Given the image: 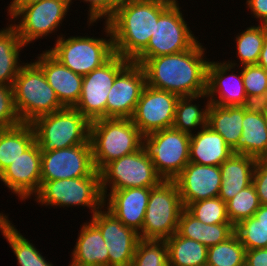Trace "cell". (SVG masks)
<instances>
[{"instance_id": "obj_51", "label": "cell", "mask_w": 267, "mask_h": 266, "mask_svg": "<svg viewBox=\"0 0 267 266\" xmlns=\"http://www.w3.org/2000/svg\"><path fill=\"white\" fill-rule=\"evenodd\" d=\"M263 26H264V29L266 31V37H267V21L263 24Z\"/></svg>"}, {"instance_id": "obj_36", "label": "cell", "mask_w": 267, "mask_h": 266, "mask_svg": "<svg viewBox=\"0 0 267 266\" xmlns=\"http://www.w3.org/2000/svg\"><path fill=\"white\" fill-rule=\"evenodd\" d=\"M260 206L256 188L252 183L226 203L228 219L235 226L242 220L254 216Z\"/></svg>"}, {"instance_id": "obj_33", "label": "cell", "mask_w": 267, "mask_h": 266, "mask_svg": "<svg viewBox=\"0 0 267 266\" xmlns=\"http://www.w3.org/2000/svg\"><path fill=\"white\" fill-rule=\"evenodd\" d=\"M169 266H206L208 248L177 232L165 239Z\"/></svg>"}, {"instance_id": "obj_26", "label": "cell", "mask_w": 267, "mask_h": 266, "mask_svg": "<svg viewBox=\"0 0 267 266\" xmlns=\"http://www.w3.org/2000/svg\"><path fill=\"white\" fill-rule=\"evenodd\" d=\"M177 233L182 237L198 241L208 248L231 237L234 234V225L232 223L204 224L184 208L180 214Z\"/></svg>"}, {"instance_id": "obj_2", "label": "cell", "mask_w": 267, "mask_h": 266, "mask_svg": "<svg viewBox=\"0 0 267 266\" xmlns=\"http://www.w3.org/2000/svg\"><path fill=\"white\" fill-rule=\"evenodd\" d=\"M171 3L169 0H135L119 8L107 20L115 54L133 61L147 47L155 21Z\"/></svg>"}, {"instance_id": "obj_27", "label": "cell", "mask_w": 267, "mask_h": 266, "mask_svg": "<svg viewBox=\"0 0 267 266\" xmlns=\"http://www.w3.org/2000/svg\"><path fill=\"white\" fill-rule=\"evenodd\" d=\"M6 24V28L0 29V85L12 86L25 64L20 60V54L27 46L21 41L17 29L9 22Z\"/></svg>"}, {"instance_id": "obj_38", "label": "cell", "mask_w": 267, "mask_h": 266, "mask_svg": "<svg viewBox=\"0 0 267 266\" xmlns=\"http://www.w3.org/2000/svg\"><path fill=\"white\" fill-rule=\"evenodd\" d=\"M185 209L204 224L231 223L226 203L220 197L189 203Z\"/></svg>"}, {"instance_id": "obj_7", "label": "cell", "mask_w": 267, "mask_h": 266, "mask_svg": "<svg viewBox=\"0 0 267 266\" xmlns=\"http://www.w3.org/2000/svg\"><path fill=\"white\" fill-rule=\"evenodd\" d=\"M31 125L41 152L90 144L91 122L74 107L42 115Z\"/></svg>"}, {"instance_id": "obj_29", "label": "cell", "mask_w": 267, "mask_h": 266, "mask_svg": "<svg viewBox=\"0 0 267 266\" xmlns=\"http://www.w3.org/2000/svg\"><path fill=\"white\" fill-rule=\"evenodd\" d=\"M243 118V106L221 107L210 104L207 126L219 133L224 138V141L235 150L241 140Z\"/></svg>"}, {"instance_id": "obj_28", "label": "cell", "mask_w": 267, "mask_h": 266, "mask_svg": "<svg viewBox=\"0 0 267 266\" xmlns=\"http://www.w3.org/2000/svg\"><path fill=\"white\" fill-rule=\"evenodd\" d=\"M9 215L0 212V232L9 244L19 266H54L42 255L33 242L20 233L10 221Z\"/></svg>"}, {"instance_id": "obj_19", "label": "cell", "mask_w": 267, "mask_h": 266, "mask_svg": "<svg viewBox=\"0 0 267 266\" xmlns=\"http://www.w3.org/2000/svg\"><path fill=\"white\" fill-rule=\"evenodd\" d=\"M237 69L238 67L226 63L224 59L220 62H209L206 94L211 104L221 107L244 105L246 91L241 72Z\"/></svg>"}, {"instance_id": "obj_20", "label": "cell", "mask_w": 267, "mask_h": 266, "mask_svg": "<svg viewBox=\"0 0 267 266\" xmlns=\"http://www.w3.org/2000/svg\"><path fill=\"white\" fill-rule=\"evenodd\" d=\"M174 181L185 208L189 203L218 197L222 182L221 170L219 166L189 162Z\"/></svg>"}, {"instance_id": "obj_46", "label": "cell", "mask_w": 267, "mask_h": 266, "mask_svg": "<svg viewBox=\"0 0 267 266\" xmlns=\"http://www.w3.org/2000/svg\"><path fill=\"white\" fill-rule=\"evenodd\" d=\"M245 262L250 266H267V248L246 250Z\"/></svg>"}, {"instance_id": "obj_37", "label": "cell", "mask_w": 267, "mask_h": 266, "mask_svg": "<svg viewBox=\"0 0 267 266\" xmlns=\"http://www.w3.org/2000/svg\"><path fill=\"white\" fill-rule=\"evenodd\" d=\"M131 266H169L166 241L140 239Z\"/></svg>"}, {"instance_id": "obj_30", "label": "cell", "mask_w": 267, "mask_h": 266, "mask_svg": "<svg viewBox=\"0 0 267 266\" xmlns=\"http://www.w3.org/2000/svg\"><path fill=\"white\" fill-rule=\"evenodd\" d=\"M202 98L204 103L199 101L202 100ZM199 103L204 104V106H201ZM210 104V100L206 93L195 96L179 97L176 103L172 128L189 135L198 132L200 129L207 126Z\"/></svg>"}, {"instance_id": "obj_17", "label": "cell", "mask_w": 267, "mask_h": 266, "mask_svg": "<svg viewBox=\"0 0 267 266\" xmlns=\"http://www.w3.org/2000/svg\"><path fill=\"white\" fill-rule=\"evenodd\" d=\"M146 86L140 64L130 62L115 78L107 96L106 118L131 119Z\"/></svg>"}, {"instance_id": "obj_10", "label": "cell", "mask_w": 267, "mask_h": 266, "mask_svg": "<svg viewBox=\"0 0 267 266\" xmlns=\"http://www.w3.org/2000/svg\"><path fill=\"white\" fill-rule=\"evenodd\" d=\"M142 147L163 180H174L189 163L190 135L174 128L143 135Z\"/></svg>"}, {"instance_id": "obj_44", "label": "cell", "mask_w": 267, "mask_h": 266, "mask_svg": "<svg viewBox=\"0 0 267 266\" xmlns=\"http://www.w3.org/2000/svg\"><path fill=\"white\" fill-rule=\"evenodd\" d=\"M74 1L76 0H72L71 4L74 3ZM81 2H86L87 6H88V10H87V26L88 29L89 27L91 28V26H95L94 24L98 21H102L103 20V0H79ZM91 25V26H90Z\"/></svg>"}, {"instance_id": "obj_11", "label": "cell", "mask_w": 267, "mask_h": 266, "mask_svg": "<svg viewBox=\"0 0 267 266\" xmlns=\"http://www.w3.org/2000/svg\"><path fill=\"white\" fill-rule=\"evenodd\" d=\"M71 5L69 0H42L23 7L9 22L27 46L38 39L55 35L63 26L68 12L72 11Z\"/></svg>"}, {"instance_id": "obj_3", "label": "cell", "mask_w": 267, "mask_h": 266, "mask_svg": "<svg viewBox=\"0 0 267 266\" xmlns=\"http://www.w3.org/2000/svg\"><path fill=\"white\" fill-rule=\"evenodd\" d=\"M101 37L59 34L47 51L61 64L79 75H87L106 63L114 54L113 37L107 21L103 22ZM108 37V38H107Z\"/></svg>"}, {"instance_id": "obj_9", "label": "cell", "mask_w": 267, "mask_h": 266, "mask_svg": "<svg viewBox=\"0 0 267 266\" xmlns=\"http://www.w3.org/2000/svg\"><path fill=\"white\" fill-rule=\"evenodd\" d=\"M181 10L180 3L172 2L160 14L147 47L134 60L180 53L192 48L199 41L183 18L184 12Z\"/></svg>"}, {"instance_id": "obj_35", "label": "cell", "mask_w": 267, "mask_h": 266, "mask_svg": "<svg viewBox=\"0 0 267 266\" xmlns=\"http://www.w3.org/2000/svg\"><path fill=\"white\" fill-rule=\"evenodd\" d=\"M245 253V247L234 233L227 240L208 247L206 266H241Z\"/></svg>"}, {"instance_id": "obj_8", "label": "cell", "mask_w": 267, "mask_h": 266, "mask_svg": "<svg viewBox=\"0 0 267 266\" xmlns=\"http://www.w3.org/2000/svg\"><path fill=\"white\" fill-rule=\"evenodd\" d=\"M184 206L174 180H162L151 189L140 239L165 240L177 232Z\"/></svg>"}, {"instance_id": "obj_12", "label": "cell", "mask_w": 267, "mask_h": 266, "mask_svg": "<svg viewBox=\"0 0 267 266\" xmlns=\"http://www.w3.org/2000/svg\"><path fill=\"white\" fill-rule=\"evenodd\" d=\"M99 173L102 192L126 188H153L163 180L143 147L109 162Z\"/></svg>"}, {"instance_id": "obj_4", "label": "cell", "mask_w": 267, "mask_h": 266, "mask_svg": "<svg viewBox=\"0 0 267 266\" xmlns=\"http://www.w3.org/2000/svg\"><path fill=\"white\" fill-rule=\"evenodd\" d=\"M142 134L127 118H101L91 122L89 141L93 163L99 172L109 162L142 147Z\"/></svg>"}, {"instance_id": "obj_21", "label": "cell", "mask_w": 267, "mask_h": 266, "mask_svg": "<svg viewBox=\"0 0 267 266\" xmlns=\"http://www.w3.org/2000/svg\"><path fill=\"white\" fill-rule=\"evenodd\" d=\"M151 189L140 187L102 192L104 206L123 225L139 233L144 223Z\"/></svg>"}, {"instance_id": "obj_15", "label": "cell", "mask_w": 267, "mask_h": 266, "mask_svg": "<svg viewBox=\"0 0 267 266\" xmlns=\"http://www.w3.org/2000/svg\"><path fill=\"white\" fill-rule=\"evenodd\" d=\"M179 96L148 85L142 91L131 120L142 135L172 128Z\"/></svg>"}, {"instance_id": "obj_41", "label": "cell", "mask_w": 267, "mask_h": 266, "mask_svg": "<svg viewBox=\"0 0 267 266\" xmlns=\"http://www.w3.org/2000/svg\"><path fill=\"white\" fill-rule=\"evenodd\" d=\"M14 104L12 86L0 85V129L21 124Z\"/></svg>"}, {"instance_id": "obj_25", "label": "cell", "mask_w": 267, "mask_h": 266, "mask_svg": "<svg viewBox=\"0 0 267 266\" xmlns=\"http://www.w3.org/2000/svg\"><path fill=\"white\" fill-rule=\"evenodd\" d=\"M256 160L254 157L237 153L225 160L219 166L222 182L218 197L227 203L238 192L252 184Z\"/></svg>"}, {"instance_id": "obj_49", "label": "cell", "mask_w": 267, "mask_h": 266, "mask_svg": "<svg viewBox=\"0 0 267 266\" xmlns=\"http://www.w3.org/2000/svg\"><path fill=\"white\" fill-rule=\"evenodd\" d=\"M254 217L267 229V205H261Z\"/></svg>"}, {"instance_id": "obj_34", "label": "cell", "mask_w": 267, "mask_h": 266, "mask_svg": "<svg viewBox=\"0 0 267 266\" xmlns=\"http://www.w3.org/2000/svg\"><path fill=\"white\" fill-rule=\"evenodd\" d=\"M266 38V31L263 25H251L235 36L236 60H224L226 63L241 67L245 65H257L260 53ZM238 64H237V63Z\"/></svg>"}, {"instance_id": "obj_14", "label": "cell", "mask_w": 267, "mask_h": 266, "mask_svg": "<svg viewBox=\"0 0 267 266\" xmlns=\"http://www.w3.org/2000/svg\"><path fill=\"white\" fill-rule=\"evenodd\" d=\"M95 170L90 144L41 152V182L87 177Z\"/></svg>"}, {"instance_id": "obj_16", "label": "cell", "mask_w": 267, "mask_h": 266, "mask_svg": "<svg viewBox=\"0 0 267 266\" xmlns=\"http://www.w3.org/2000/svg\"><path fill=\"white\" fill-rule=\"evenodd\" d=\"M101 232L108 249V266H131L139 233L123 225L105 206L89 219Z\"/></svg>"}, {"instance_id": "obj_5", "label": "cell", "mask_w": 267, "mask_h": 266, "mask_svg": "<svg viewBox=\"0 0 267 266\" xmlns=\"http://www.w3.org/2000/svg\"><path fill=\"white\" fill-rule=\"evenodd\" d=\"M14 104L22 123L64 108L43 71L32 61L19 70L13 85Z\"/></svg>"}, {"instance_id": "obj_32", "label": "cell", "mask_w": 267, "mask_h": 266, "mask_svg": "<svg viewBox=\"0 0 267 266\" xmlns=\"http://www.w3.org/2000/svg\"><path fill=\"white\" fill-rule=\"evenodd\" d=\"M34 142L31 123L0 129V174Z\"/></svg>"}, {"instance_id": "obj_53", "label": "cell", "mask_w": 267, "mask_h": 266, "mask_svg": "<svg viewBox=\"0 0 267 266\" xmlns=\"http://www.w3.org/2000/svg\"><path fill=\"white\" fill-rule=\"evenodd\" d=\"M169 1H172V2H179L178 0H169Z\"/></svg>"}, {"instance_id": "obj_52", "label": "cell", "mask_w": 267, "mask_h": 266, "mask_svg": "<svg viewBox=\"0 0 267 266\" xmlns=\"http://www.w3.org/2000/svg\"><path fill=\"white\" fill-rule=\"evenodd\" d=\"M241 266H250V265L244 262Z\"/></svg>"}, {"instance_id": "obj_1", "label": "cell", "mask_w": 267, "mask_h": 266, "mask_svg": "<svg viewBox=\"0 0 267 266\" xmlns=\"http://www.w3.org/2000/svg\"><path fill=\"white\" fill-rule=\"evenodd\" d=\"M205 52L208 53L199 40L192 48L180 53L132 62L141 65L149 87L179 97L195 96L206 93L210 60Z\"/></svg>"}, {"instance_id": "obj_6", "label": "cell", "mask_w": 267, "mask_h": 266, "mask_svg": "<svg viewBox=\"0 0 267 266\" xmlns=\"http://www.w3.org/2000/svg\"><path fill=\"white\" fill-rule=\"evenodd\" d=\"M45 207L66 209L87 207L93 216L104 206L100 173L95 170L90 176L41 182L39 191L32 197Z\"/></svg>"}, {"instance_id": "obj_40", "label": "cell", "mask_w": 267, "mask_h": 266, "mask_svg": "<svg viewBox=\"0 0 267 266\" xmlns=\"http://www.w3.org/2000/svg\"><path fill=\"white\" fill-rule=\"evenodd\" d=\"M238 69H241L246 95H260L267 91V70L259 65H245Z\"/></svg>"}, {"instance_id": "obj_31", "label": "cell", "mask_w": 267, "mask_h": 266, "mask_svg": "<svg viewBox=\"0 0 267 266\" xmlns=\"http://www.w3.org/2000/svg\"><path fill=\"white\" fill-rule=\"evenodd\" d=\"M242 136L234 153L254 157L267 158V119L265 114L245 111L242 121Z\"/></svg>"}, {"instance_id": "obj_13", "label": "cell", "mask_w": 267, "mask_h": 266, "mask_svg": "<svg viewBox=\"0 0 267 266\" xmlns=\"http://www.w3.org/2000/svg\"><path fill=\"white\" fill-rule=\"evenodd\" d=\"M131 61L114 54L102 66L83 76L82 91L74 108L90 122L106 118V103L116 76Z\"/></svg>"}, {"instance_id": "obj_23", "label": "cell", "mask_w": 267, "mask_h": 266, "mask_svg": "<svg viewBox=\"0 0 267 266\" xmlns=\"http://www.w3.org/2000/svg\"><path fill=\"white\" fill-rule=\"evenodd\" d=\"M78 232L68 266H108V249L100 230L89 220Z\"/></svg>"}, {"instance_id": "obj_18", "label": "cell", "mask_w": 267, "mask_h": 266, "mask_svg": "<svg viewBox=\"0 0 267 266\" xmlns=\"http://www.w3.org/2000/svg\"><path fill=\"white\" fill-rule=\"evenodd\" d=\"M0 181L21 202L32 199L41 186V151L36 141L0 174Z\"/></svg>"}, {"instance_id": "obj_48", "label": "cell", "mask_w": 267, "mask_h": 266, "mask_svg": "<svg viewBox=\"0 0 267 266\" xmlns=\"http://www.w3.org/2000/svg\"><path fill=\"white\" fill-rule=\"evenodd\" d=\"M42 0H12L7 7V17L10 21L23 7L40 2Z\"/></svg>"}, {"instance_id": "obj_24", "label": "cell", "mask_w": 267, "mask_h": 266, "mask_svg": "<svg viewBox=\"0 0 267 266\" xmlns=\"http://www.w3.org/2000/svg\"><path fill=\"white\" fill-rule=\"evenodd\" d=\"M234 150L224 138L209 126L190 135L189 162L201 165L220 166Z\"/></svg>"}, {"instance_id": "obj_45", "label": "cell", "mask_w": 267, "mask_h": 266, "mask_svg": "<svg viewBox=\"0 0 267 266\" xmlns=\"http://www.w3.org/2000/svg\"><path fill=\"white\" fill-rule=\"evenodd\" d=\"M246 8L250 9L249 15L256 18L260 25L267 21V0H246Z\"/></svg>"}, {"instance_id": "obj_22", "label": "cell", "mask_w": 267, "mask_h": 266, "mask_svg": "<svg viewBox=\"0 0 267 266\" xmlns=\"http://www.w3.org/2000/svg\"><path fill=\"white\" fill-rule=\"evenodd\" d=\"M37 55L33 61L43 71L60 103L64 107H74L81 95L83 76L61 64L46 49Z\"/></svg>"}, {"instance_id": "obj_50", "label": "cell", "mask_w": 267, "mask_h": 266, "mask_svg": "<svg viewBox=\"0 0 267 266\" xmlns=\"http://www.w3.org/2000/svg\"><path fill=\"white\" fill-rule=\"evenodd\" d=\"M257 65L267 70V37L264 40L263 47H262Z\"/></svg>"}, {"instance_id": "obj_43", "label": "cell", "mask_w": 267, "mask_h": 266, "mask_svg": "<svg viewBox=\"0 0 267 266\" xmlns=\"http://www.w3.org/2000/svg\"><path fill=\"white\" fill-rule=\"evenodd\" d=\"M245 111L255 114L267 113V91L260 95H246L243 105Z\"/></svg>"}, {"instance_id": "obj_39", "label": "cell", "mask_w": 267, "mask_h": 266, "mask_svg": "<svg viewBox=\"0 0 267 266\" xmlns=\"http://www.w3.org/2000/svg\"><path fill=\"white\" fill-rule=\"evenodd\" d=\"M234 233L245 250L267 248V229L254 216L235 225Z\"/></svg>"}, {"instance_id": "obj_42", "label": "cell", "mask_w": 267, "mask_h": 266, "mask_svg": "<svg viewBox=\"0 0 267 266\" xmlns=\"http://www.w3.org/2000/svg\"><path fill=\"white\" fill-rule=\"evenodd\" d=\"M261 205H267V158L256 160L253 182Z\"/></svg>"}, {"instance_id": "obj_47", "label": "cell", "mask_w": 267, "mask_h": 266, "mask_svg": "<svg viewBox=\"0 0 267 266\" xmlns=\"http://www.w3.org/2000/svg\"><path fill=\"white\" fill-rule=\"evenodd\" d=\"M135 0H103V19L107 21L119 8Z\"/></svg>"}]
</instances>
